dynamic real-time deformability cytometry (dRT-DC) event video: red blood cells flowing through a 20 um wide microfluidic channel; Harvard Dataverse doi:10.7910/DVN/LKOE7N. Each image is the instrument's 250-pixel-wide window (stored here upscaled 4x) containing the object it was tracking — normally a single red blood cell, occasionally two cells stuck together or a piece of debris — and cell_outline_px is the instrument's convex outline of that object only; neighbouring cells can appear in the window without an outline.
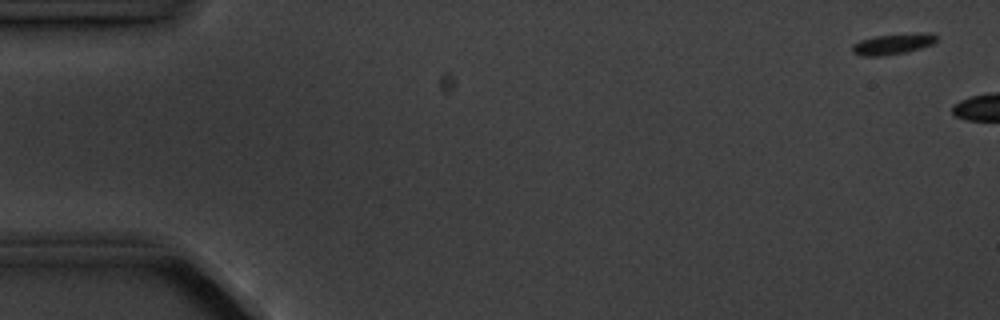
{"species": "common noctule bat (a hibernating species)", "species_latin": "Nyctalus noctula", "temperature_condition": "cold", "stored_images_in_passage": 4, "camera_frame_rate_fps": 3000, "um_per_image_px": 0.085, "animal": {"sex": "male", "body_mass_g": 20.1, "forearm_length_mm": 53.5}, "frame": {"image": 1, "passage_image": 1, "time_ms": 0.0, "image_size_px": [1000, 320], "cell_outline_px": [[936, 40], [932, 44], [920, 48], [904, 52], [884, 56], [860, 56], [852, 52], [852, 44], [860, 40], [876, 36], [924, 32], [932, 32], [936, 36]], "centroid_in_image_um": [75.87, 3.74], "position_along_channel_um": 9.1, "area_um2": 10.17}}